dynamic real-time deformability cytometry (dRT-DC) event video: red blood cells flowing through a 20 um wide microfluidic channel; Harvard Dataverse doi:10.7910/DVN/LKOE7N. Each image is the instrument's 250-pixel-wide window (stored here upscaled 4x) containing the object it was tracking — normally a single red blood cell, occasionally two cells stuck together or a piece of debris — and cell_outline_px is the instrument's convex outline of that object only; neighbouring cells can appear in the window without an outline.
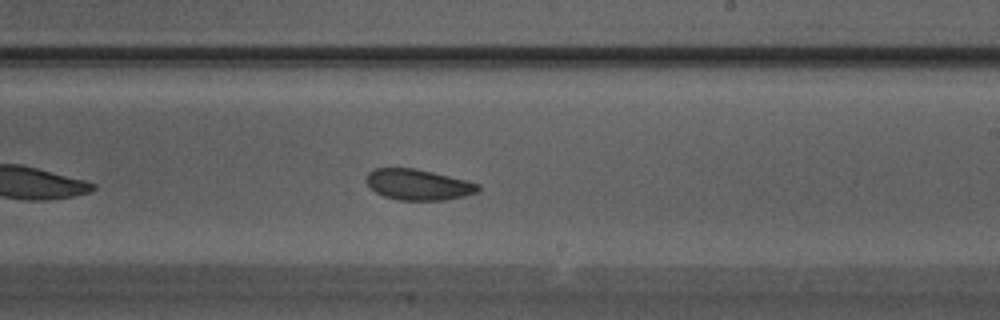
{"species": "Egyptian fruit bat (a non-hibernating species)", "species_latin": "Rousettus aegyptiacus", "temperature_condition": "warm", "stored_images_in_passage": 31, "camera_frame_rate_fps": 3000, "um_per_image_px": 0.085, "animal": {"sex": "male"}, "frame": {"image": 1, "passage_image": 18, "time_ms": 5.667, "image_size_px": [1000, 320], "cell_outline_px": [[480, 188], [476, 192], [464, 196], [444, 200], [400, 200], [384, 196], [376, 192], [368, 184], [368, 172], [372, 168], [416, 168], [468, 180], [480, 184]], "centroid_in_image_um": [35.58, 15.68], "position_along_channel_um": 253.4, "area_um2": 20.0}}
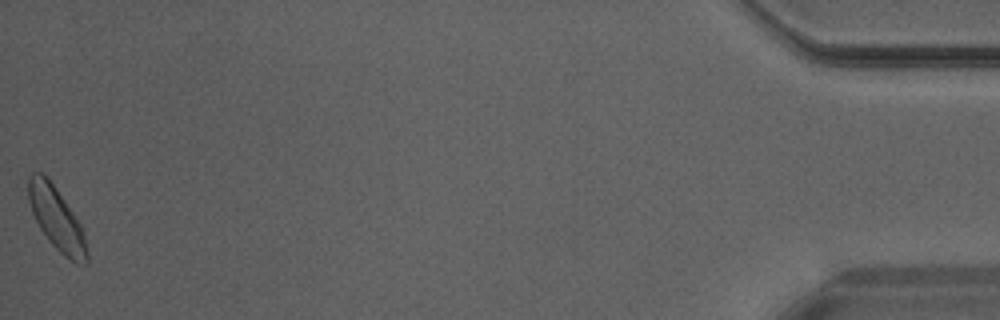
{"frame": {"image": 2, "passage_image": 31, "time_ms": 10.0, "image_size_px": [1000, 320], "cell_outline_px": [[88, 264], [76, 264], [64, 256], [48, 240], [40, 228], [32, 212], [28, 200], [28, 176], [32, 172], [40, 172], [56, 188], [80, 224], [84, 236], [88, 252]], "centroid_in_image_um": [4.81, 18.63], "position_along_channel_um": 430.4, "area_um2": 21.1}}